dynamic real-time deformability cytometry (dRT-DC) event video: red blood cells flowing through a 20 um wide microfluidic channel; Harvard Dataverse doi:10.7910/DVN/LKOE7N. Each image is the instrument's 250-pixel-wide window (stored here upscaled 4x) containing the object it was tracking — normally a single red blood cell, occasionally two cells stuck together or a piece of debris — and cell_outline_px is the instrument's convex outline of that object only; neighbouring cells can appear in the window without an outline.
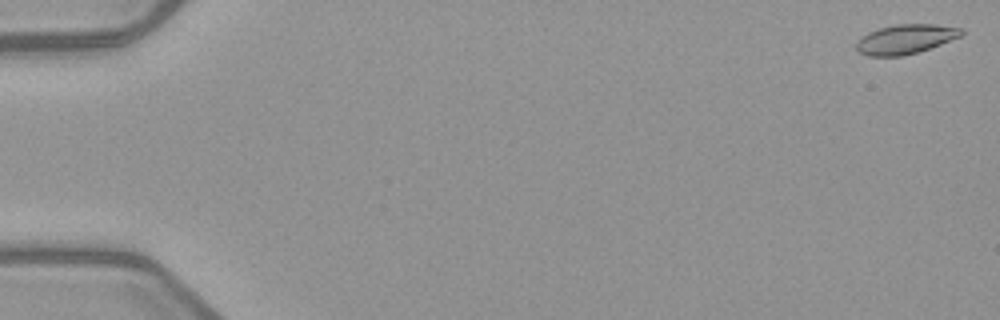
{"species": "common noctule bat (a hibernating species)", "species_latin": "Nyctalus noctula", "temperature_condition": "warm", "stored_images_in_passage": 7, "camera_frame_rate_fps": 3000, "um_per_image_px": 0.085, "animal": {"sex": "female", "body_mass_g": 21.9}, "frame": {"image": 1, "passage_image": 1, "time_ms": 0.0, "image_size_px": [1000, 320], "cell_outline_px": [[964, 32], [960, 36], [940, 44], [916, 52], [900, 56], [868, 56], [860, 52], [856, 48], [856, 44], [868, 32], [880, 28], [896, 24], [936, 24], [964, 28]], "centroid_in_image_um": [76.99, 3.31], "position_along_channel_um": 8.0, "area_um2": 17.74}}
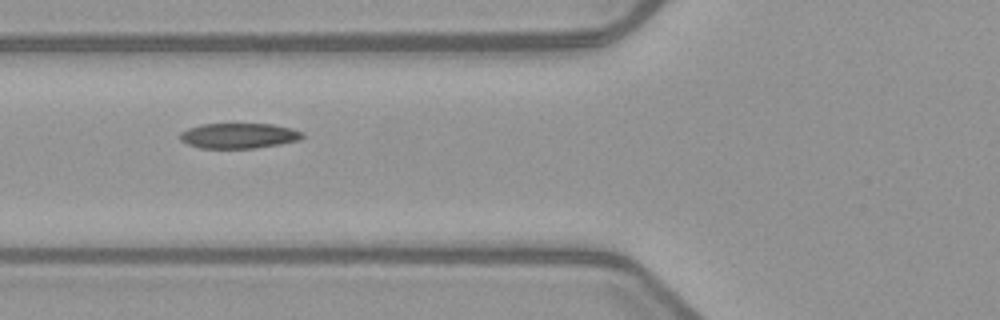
{"frame": {"image": 2, "passage_image": 6, "time_ms": 6.667, "image_size_px": [1000, 320], "cell_outline_px": [[304, 136], [300, 140], [280, 144], [256, 148], [200, 148], [188, 144], [180, 140], [180, 132], [188, 128], [200, 124], [272, 124], [292, 128], [304, 132]], "centroid_in_image_um": [20.31, 11.53], "position_along_channel_um": 105.5, "area_um2": 18.15}}
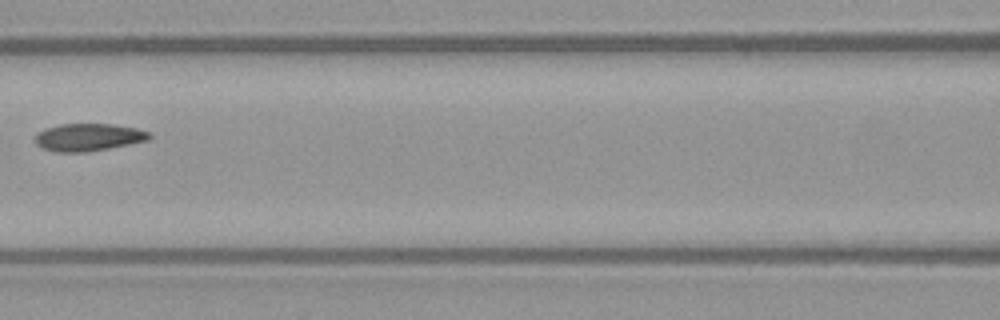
{"frame": {"image": 3, "passage_image": 7, "time_ms": 8.0, "image_size_px": [1000, 320], "cell_outline_px": [[152, 136], [148, 140], [88, 152], [56, 152], [44, 148], [36, 144], [36, 136], [44, 128], [60, 124], [112, 124], [136, 128], [152, 132]], "centroid_in_image_um": [7.54, 11.66], "position_along_channel_um": 159.1, "area_um2": 18.21}}